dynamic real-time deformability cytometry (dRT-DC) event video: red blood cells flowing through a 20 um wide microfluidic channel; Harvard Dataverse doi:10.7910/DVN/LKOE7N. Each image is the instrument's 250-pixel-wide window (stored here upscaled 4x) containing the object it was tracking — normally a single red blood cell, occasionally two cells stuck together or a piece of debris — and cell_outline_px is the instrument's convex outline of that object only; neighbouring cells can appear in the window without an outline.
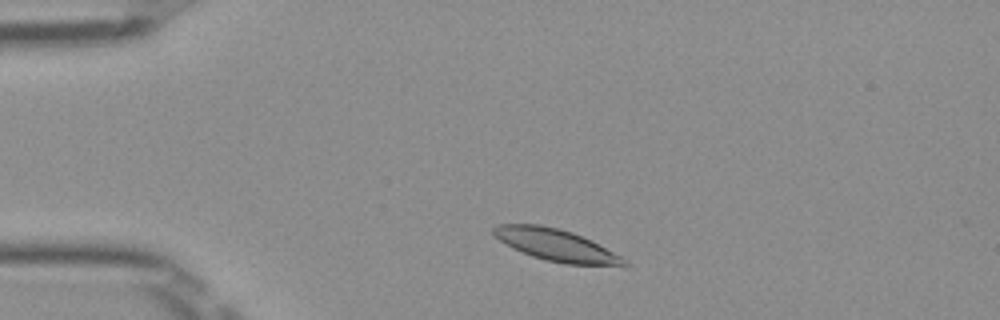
{"species": "Egyptian fruit bat (a non-hibernating species)", "species_latin": "Rousettus aegyptiacus", "temperature_condition": "room temperature", "stored_images_in_passage": 45, "camera_frame_rate_fps": 3000, "um_per_image_px": 0.085, "frame": {"image": 1, "passage_image": 5, "time_ms": 1.333, "image_size_px": [1000, 320], "cell_outline_px": [[628, 264], [564, 264], [532, 256], [512, 248], [500, 240], [492, 232], [492, 228], [496, 224], [540, 224], [572, 232], [592, 240], [628, 260]], "centroid_in_image_um": [47.21, 20.8], "position_along_channel_um": 37.8, "area_um2": 23.81}}
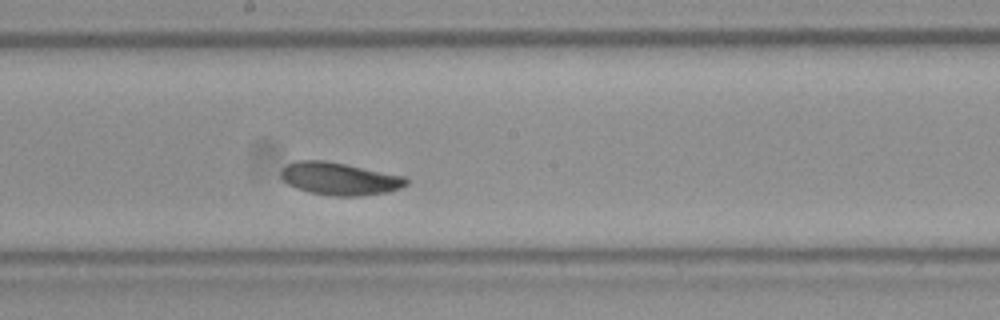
{"frame": {"image": 2, "passage_image": 22, "time_ms": 7.0, "image_size_px": [1000, 320], "cell_outline_px": [[408, 184], [400, 188], [388, 192], [360, 196], [332, 196], [308, 192], [296, 188], [288, 184], [280, 176], [280, 172], [288, 164], [296, 160], [324, 160], [404, 176], [408, 180]], "centroid_in_image_um": [28.85, 15.2], "position_along_channel_um": 219.4, "area_um2": 23.7}}
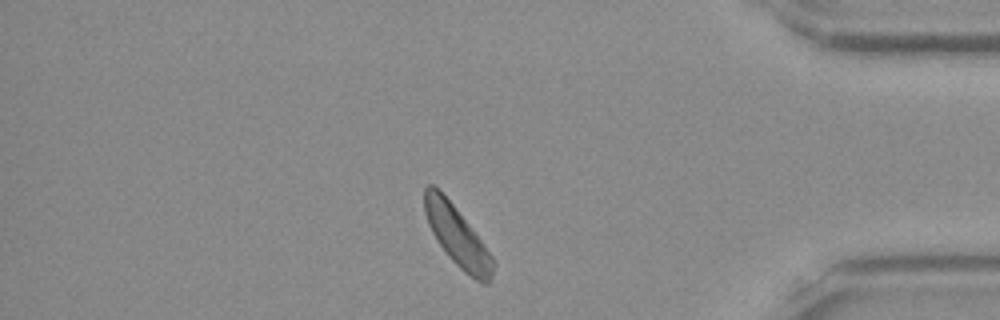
{"frame": {"image": 3, "passage_image": 38, "time_ms": 12.333, "image_size_px": [1000, 320], "cell_outline_px": [[496, 264], [492, 276], [488, 284], [484, 284], [476, 280], [464, 272], [448, 256], [436, 240], [428, 224], [424, 212], [424, 188], [428, 184], [432, 184], [452, 204], [472, 228], [492, 256]], "centroid_in_image_um": [38.87, 20.12], "position_along_channel_um": 396.3, "area_um2": 23.64}, "authors_computed_cell_mechanics": {"area_um2": 23.9292, "velocity_mm_per_s": 3.896, "shape_relaxation_time_tau1_ms": 2.6611, "shape_relaxation_time_tau2_ms": 4.263, "deformation_change_tau1": 0.1066, "deformation_change_tau2": 0.091}}